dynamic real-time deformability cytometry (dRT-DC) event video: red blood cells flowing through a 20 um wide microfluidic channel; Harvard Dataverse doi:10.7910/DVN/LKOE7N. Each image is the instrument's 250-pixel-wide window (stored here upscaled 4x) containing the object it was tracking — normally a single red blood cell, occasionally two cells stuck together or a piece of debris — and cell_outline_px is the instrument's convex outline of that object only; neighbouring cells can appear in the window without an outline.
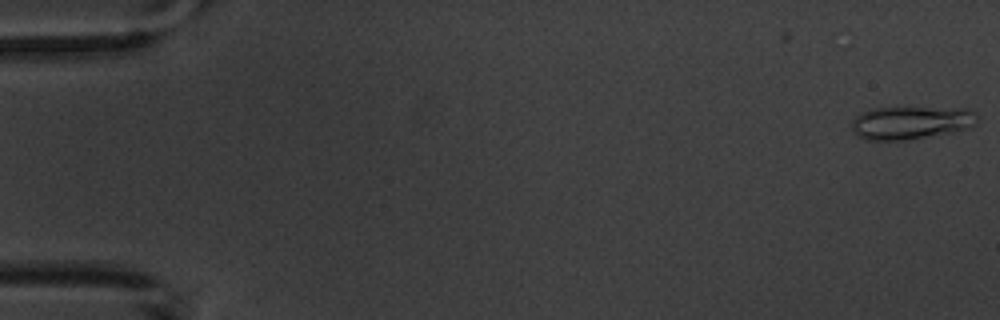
{"species": "common noctule bat (a hibernating species)", "species_latin": "Nyctalus noctula", "temperature_condition": "warm", "stored_images_in_passage": 2, "camera_frame_rate_fps": 3000, "um_per_image_px": 0.085, "animal": {"sex": "male", "body_mass_g": 20.1, "forearm_length_mm": 53.5}, "frame": {"image": 1, "passage_image": 2, "time_ms": 1.333, "image_size_px": [1000, 320], "cell_outline_px": [[980, 116], [976, 124], [964, 128], [948, 132], [904, 140], [868, 140], [860, 136], [852, 128], [852, 120], [860, 112], [872, 108], [968, 108], [976, 112]], "centroid_in_image_um": [77.44, 10.4], "position_along_channel_um": 7.6, "area_um2": 23.87}}